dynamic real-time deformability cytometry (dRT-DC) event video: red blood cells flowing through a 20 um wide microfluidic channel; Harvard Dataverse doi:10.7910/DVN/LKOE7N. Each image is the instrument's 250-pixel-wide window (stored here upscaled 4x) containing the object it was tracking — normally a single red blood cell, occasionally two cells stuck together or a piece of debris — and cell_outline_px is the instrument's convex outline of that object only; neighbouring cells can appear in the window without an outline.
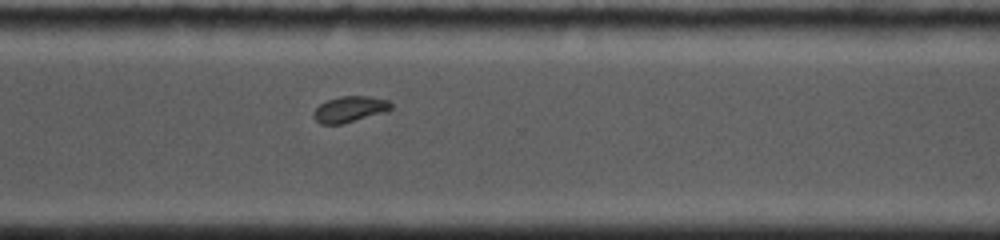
{"species": "common noctule bat (a hibernating species)", "species_latin": "Nyctalus noctula", "temperature_condition": "cold", "stored_images_in_passage": 13, "camera_frame_rate_fps": 5000, "um_per_image_px": 0.085, "animal": {"sex": "female", "body_mass_g": 19.0, "forearm_length_mm": 53.3}, "frame": {"image": 1, "passage_image": 13, "time_ms": 8.4, "image_size_px": [1000, 240], "cell_outline_px": [[392, 108], [388, 112], [344, 124], [320, 124], [316, 120], [312, 112], [320, 104], [328, 100], [340, 96], [368, 96], [388, 100], [392, 104]], "centroid_in_image_um": [29.76, 9.29], "position_along_channel_um": 340.8, "area_um2": 11.91}}